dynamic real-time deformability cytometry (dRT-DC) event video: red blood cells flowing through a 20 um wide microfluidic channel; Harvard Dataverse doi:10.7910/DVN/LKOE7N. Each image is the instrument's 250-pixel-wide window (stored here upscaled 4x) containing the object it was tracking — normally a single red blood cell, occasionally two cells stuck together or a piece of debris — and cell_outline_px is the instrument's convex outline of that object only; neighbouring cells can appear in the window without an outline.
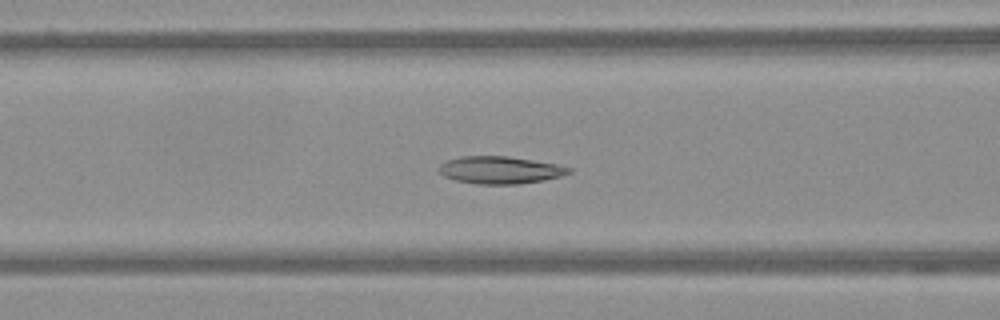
{"species": "Egyptian fruit bat (a non-hibernating species)", "species_latin": "Rousettus aegyptiacus", "temperature_condition": "warm", "stored_images_in_passage": 58, "camera_frame_rate_fps": 3000, "um_per_image_px": 0.085, "frame": {"image": 1, "passage_image": 24, "time_ms": 7.667, "image_size_px": [1000, 320], "cell_outline_px": [[572, 172], [560, 176], [544, 180], [520, 184], [476, 184], [456, 180], [444, 176], [436, 168], [440, 164], [448, 160], [460, 156], [508, 156], [556, 164], [572, 168]], "centroid_in_image_um": [42.49, 14.45], "position_along_channel_um": 124.1, "area_um2": 20.75}}
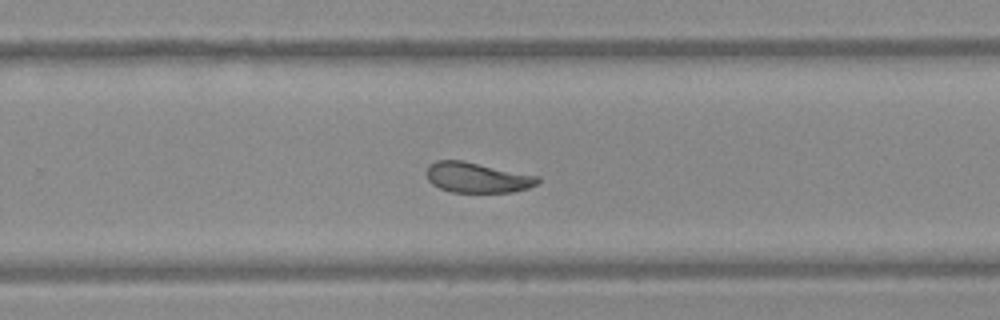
{"frame": {"image": 2, "passage_image": 38, "time_ms": 12.333, "image_size_px": [1000, 320], "cell_outline_px": [[540, 180], [536, 184], [528, 188], [512, 192], [452, 192], [440, 188], [432, 184], [428, 180], [424, 172], [428, 164], [436, 160], [464, 160], [540, 176]], "centroid_in_image_um": [40.53, 15.07], "position_along_channel_um": 289.3, "area_um2": 19.94}}
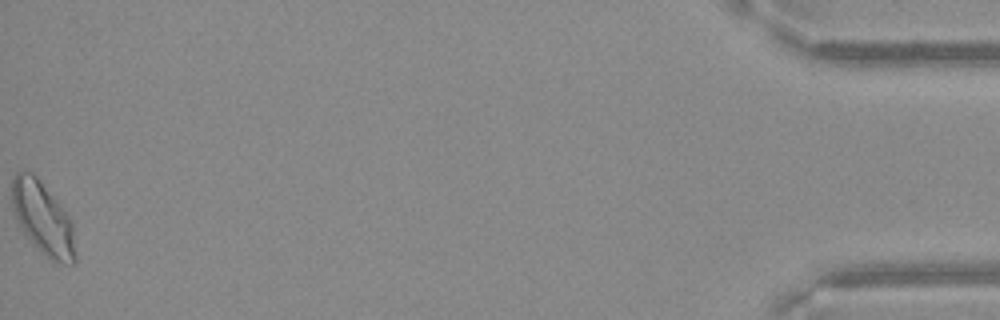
{"frame": {"image": 3, "passage_image": 58, "time_ms": 19.0, "image_size_px": [1000, 320], "cell_outline_px": [[76, 264], [60, 264], [48, 260], [24, 232], [16, 220], [12, 208], [12, 176], [20, 168], [24, 168], [32, 172], [36, 176], [56, 200], [72, 220], [76, 256]], "centroid_in_image_um": [3.64, 18.56], "position_along_channel_um": 431.6, "area_um2": 27.17}}